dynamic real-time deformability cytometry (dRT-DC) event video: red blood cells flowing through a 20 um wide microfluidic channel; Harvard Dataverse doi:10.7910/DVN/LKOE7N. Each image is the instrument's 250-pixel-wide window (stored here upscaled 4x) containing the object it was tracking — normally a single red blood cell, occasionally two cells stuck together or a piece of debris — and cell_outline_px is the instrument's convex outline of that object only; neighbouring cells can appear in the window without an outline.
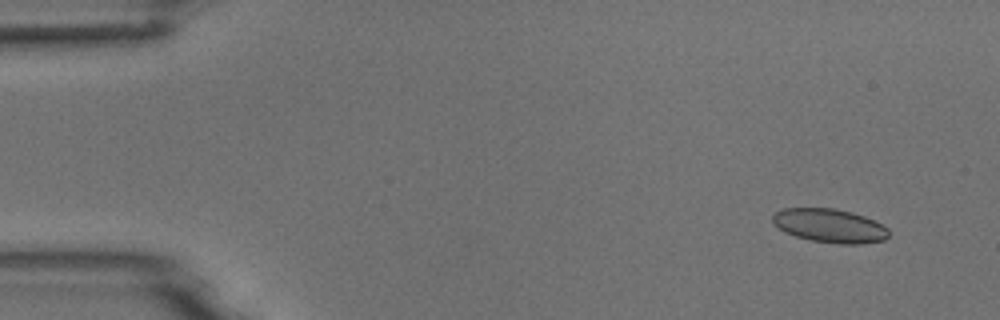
{"species": "common noctule bat (a hibernating species)", "species_latin": "Nyctalus noctula", "temperature_condition": "room temperature", "stored_images_in_passage": 5, "camera_frame_rate_fps": 3000, "um_per_image_px": 0.085, "animal": {"sex": "male", "body_mass_g": 18.8}, "frame": {"image": 1, "passage_image": 1, "time_ms": 0.0, "image_size_px": [1000, 320], "cell_outline_px": [[888, 236], [884, 240], [860, 244], [840, 244], [812, 240], [796, 236], [784, 232], [772, 220], [772, 216], [776, 212], [784, 208], [832, 208], [852, 212], [864, 216], [888, 228]], "centroid_in_image_um": [70.53, 19.18], "position_along_channel_um": 14.5, "area_um2": 22.6}}
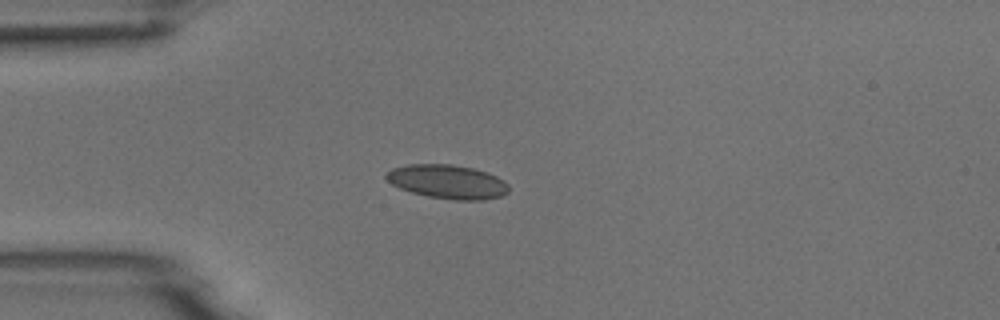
{"frame": {"image": 2, "passage_image": 4, "time_ms": 3.333, "image_size_px": [1000, 320], "cell_outline_px": [[508, 192], [500, 196], [484, 200], [456, 200], [428, 196], [412, 192], [400, 188], [392, 184], [384, 176], [392, 168], [408, 164], [452, 164], [472, 168], [488, 172], [504, 180], [508, 184]], "centroid_in_image_um": [38.05, 15.44], "position_along_channel_um": 46.9, "area_um2": 24.16}}